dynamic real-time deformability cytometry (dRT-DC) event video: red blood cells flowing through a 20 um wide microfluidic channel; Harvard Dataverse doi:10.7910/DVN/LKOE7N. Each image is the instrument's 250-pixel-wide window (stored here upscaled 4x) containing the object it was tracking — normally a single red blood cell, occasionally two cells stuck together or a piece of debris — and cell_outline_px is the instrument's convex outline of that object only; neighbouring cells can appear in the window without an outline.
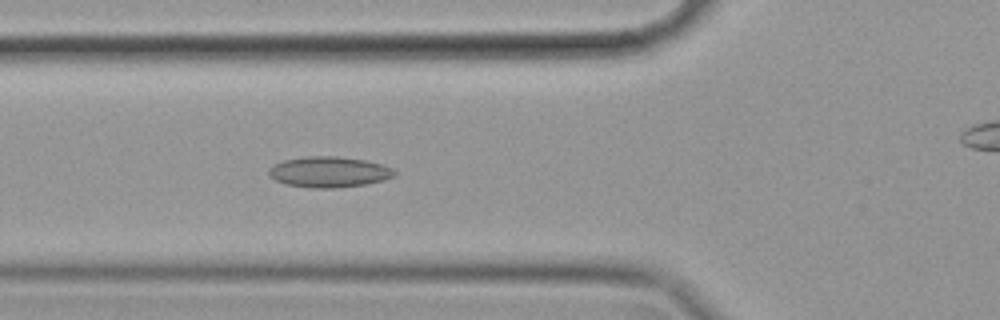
{"species": "common noctule bat (a hibernating species)", "species_latin": "Nyctalus noctula", "temperature_condition": "cold", "stored_images_in_passage": 41, "camera_frame_rate_fps": 3000, "um_per_image_px": 0.085, "animal": {"sex": "female", "body_mass_g": 19.9}, "frame": {"image": 1, "passage_image": 8, "time_ms": 2.333, "image_size_px": [1000, 320], "cell_outline_px": [[396, 176], [384, 180], [364, 184], [332, 188], [308, 188], [284, 184], [276, 180], [268, 172], [268, 168], [272, 164], [284, 160], [308, 156], [336, 156], [364, 160], [380, 164], [392, 168], [396, 172]], "centroid_in_image_um": [27.94, 14.62], "position_along_channel_um": 97.9, "area_um2": 22.48}}
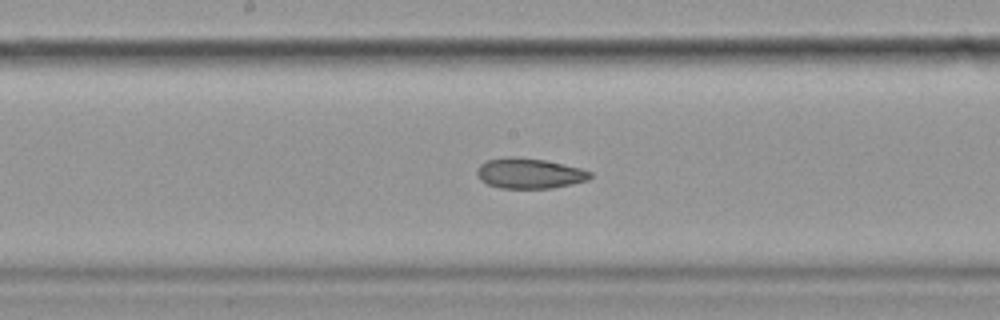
{"frame": {"image": 2, "passage_image": 17, "time_ms": 5.333, "image_size_px": [1000, 320], "cell_outline_px": [[592, 176], [588, 180], [572, 184], [552, 188], [500, 188], [488, 184], [480, 180], [476, 176], [476, 168], [480, 164], [488, 160], [508, 156], [516, 156], [544, 160], [580, 168], [592, 172]], "centroid_in_image_um": [44.97, 14.73], "position_along_channel_um": 203.2, "area_um2": 20.11}}
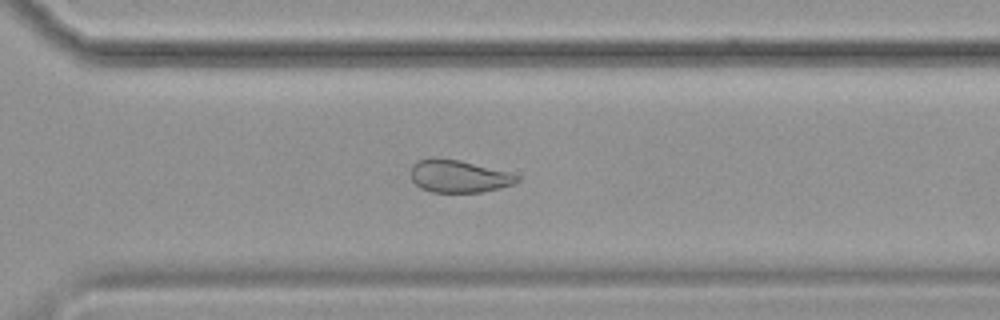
{"frame": {"image": 3, "passage_image": 28, "time_ms": 9.0, "image_size_px": [1000, 320], "cell_outline_px": [[520, 180], [516, 184], [484, 192], [432, 192], [420, 188], [412, 180], [412, 164], [416, 160], [432, 156], [436, 156], [460, 160], [508, 172], [520, 176]], "centroid_in_image_um": [38.98, 14.96], "position_along_channel_um": 331.6, "area_um2": 20.46}, "authors_computed_cell_mechanics": {"area_um2": 21.5594, "velocity_mm_per_s": 3.5123, "shape_relaxation_time_tau1_ms": null, "shape_relaxation_time_tau2_ms": 5.9047, "deformation_change_tau1": null, "deformation_change_tau2": 0.1199}}